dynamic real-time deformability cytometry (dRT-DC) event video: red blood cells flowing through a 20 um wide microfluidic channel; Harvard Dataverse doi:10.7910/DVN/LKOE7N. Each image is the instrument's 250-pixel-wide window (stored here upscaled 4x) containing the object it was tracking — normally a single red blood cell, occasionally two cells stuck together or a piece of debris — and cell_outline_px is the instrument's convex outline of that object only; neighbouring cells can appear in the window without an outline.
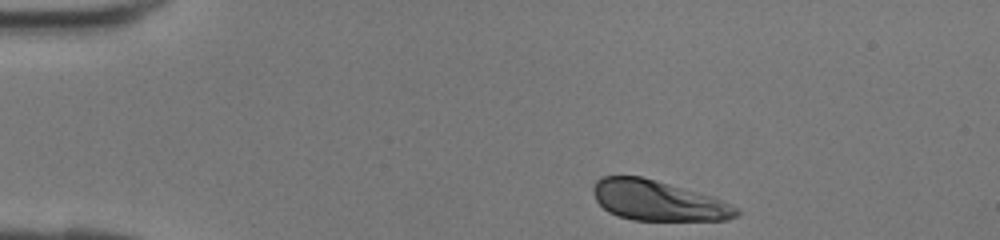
{"species": "human", "species_latin": "Homo sapiens", "temperature_condition": "room temperature", "stored_images_in_passage": 30, "camera_frame_rate_fps": 3000, "um_per_image_px": 0.085, "donor": {"sex": "female"}, "frame": {"image": 1, "passage_image": 1, "time_ms": 0.0, "image_size_px": [1000, 240], "cell_outline_px": [[740, 212], [736, 216], [728, 220], [632, 220], [608, 212], [596, 200], [592, 188], [596, 180], [600, 176], [640, 176], [656, 180], [712, 196], [740, 208]], "centroid_in_image_um": [55.93, 17.05], "position_along_channel_um": 29.1, "area_um2": 33.47}}
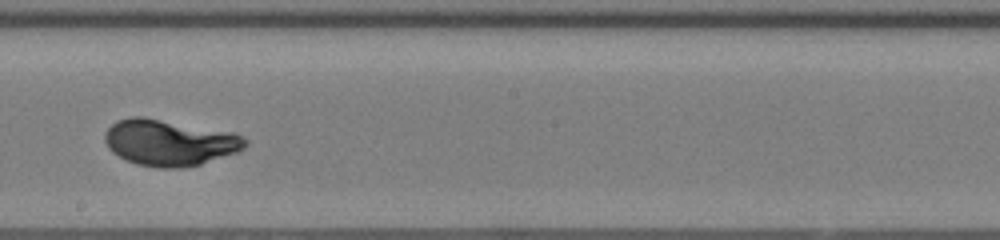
{"frame": {"image": 2, "passage_image": 18, "time_ms": 5.667, "image_size_px": [1000, 240], "cell_outline_px": [[248, 144], [240, 152], [200, 164], [180, 168], [156, 168], [136, 164], [112, 152], [108, 148], [104, 140], [104, 132], [116, 120], [132, 116], [140, 116], [236, 132], [244, 136], [248, 140]], "centroid_in_image_um": [14.45, 12.11], "position_along_channel_um": 233.8, "area_um2": 38.21}}
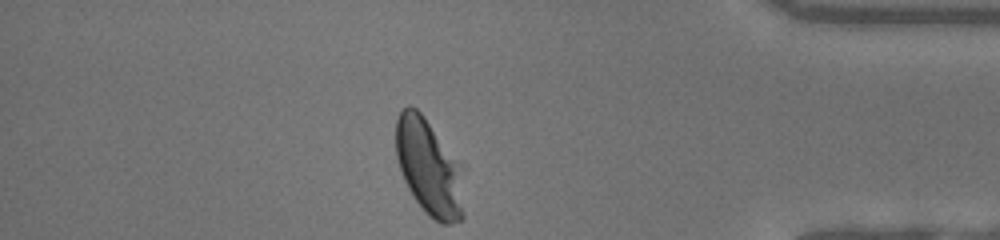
{"frame": {"image": 3, "passage_image": 30, "time_ms": 9.667, "image_size_px": [1000, 240], "cell_outline_px": [[464, 216], [460, 220], [452, 224], [440, 224], [432, 220], [424, 212], [412, 196], [404, 180], [396, 156], [396, 120], [400, 108], [408, 104], [416, 108], [424, 116], [464, 164]], "centroid_in_image_um": [36.52, 14.24], "position_along_channel_um": 398.7, "area_um2": 39.65}}